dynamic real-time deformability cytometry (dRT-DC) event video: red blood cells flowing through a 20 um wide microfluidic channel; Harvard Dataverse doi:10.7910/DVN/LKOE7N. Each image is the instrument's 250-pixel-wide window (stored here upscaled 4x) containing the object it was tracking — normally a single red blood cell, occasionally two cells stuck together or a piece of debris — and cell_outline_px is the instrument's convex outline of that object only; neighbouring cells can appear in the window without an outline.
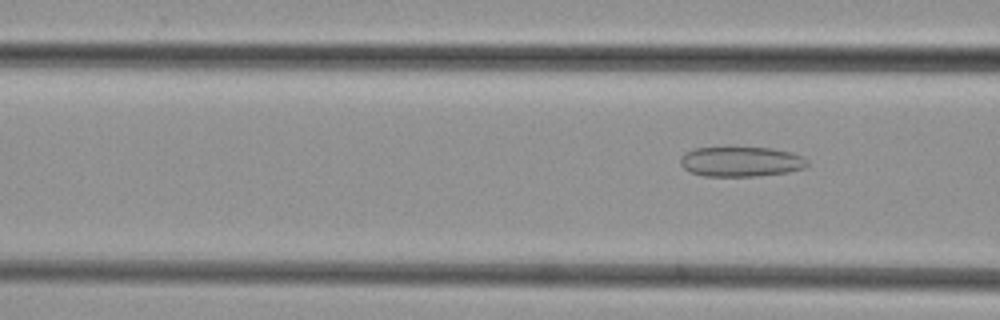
{"species": "common noctule bat (a hibernating species)", "species_latin": "Nyctalus noctula", "temperature_condition": "cold", "stored_images_in_passage": 10, "camera_frame_rate_fps": 3000, "um_per_image_px": 0.085, "animal": {"sex": "female", "body_mass_g": 29.2, "forearm_length_mm": 56.3}, "frame": {"image": 1, "passage_image": 10, "time_ms": 3.0, "image_size_px": [1000, 320], "cell_outline_px": [[808, 164], [804, 168], [788, 172], [756, 176], [704, 176], [692, 172], [684, 168], [680, 164], [680, 156], [684, 152], [692, 148], [772, 148], [792, 152], [804, 156], [808, 160]], "centroid_in_image_um": [62.99, 13.73], "position_along_channel_um": 103.6, "area_um2": 22.25}}